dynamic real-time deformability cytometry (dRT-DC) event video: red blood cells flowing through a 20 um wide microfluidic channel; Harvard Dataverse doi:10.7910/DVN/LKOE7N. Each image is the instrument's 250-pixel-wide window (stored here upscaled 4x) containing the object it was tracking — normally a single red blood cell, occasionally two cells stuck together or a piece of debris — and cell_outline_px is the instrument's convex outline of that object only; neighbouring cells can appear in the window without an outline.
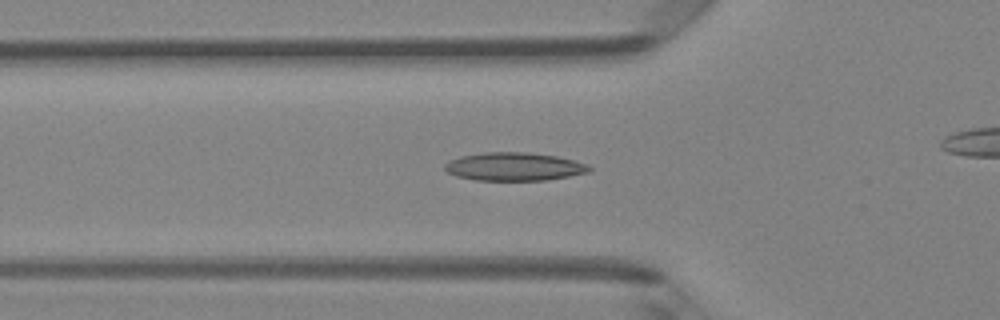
{"species": "Egyptian fruit bat (a non-hibernating species)", "species_latin": "Rousettus aegyptiacus", "temperature_condition": "room temperature", "stored_images_in_passage": 42, "camera_frame_rate_fps": 3000, "um_per_image_px": 0.085, "animal": {"sex": "female"}, "frame": {"image": 1, "passage_image": 17, "time_ms": 5.333, "image_size_px": [1000, 320], "cell_outline_px": [[592, 168], [588, 172], [568, 176], [544, 180], [476, 180], [456, 176], [448, 172], [444, 168], [444, 164], [448, 160], [460, 156], [484, 152], [528, 152], [556, 156], [588, 164]], "centroid_in_image_um": [43.66, 14.15], "position_along_channel_um": 82.1, "area_um2": 23.7}}
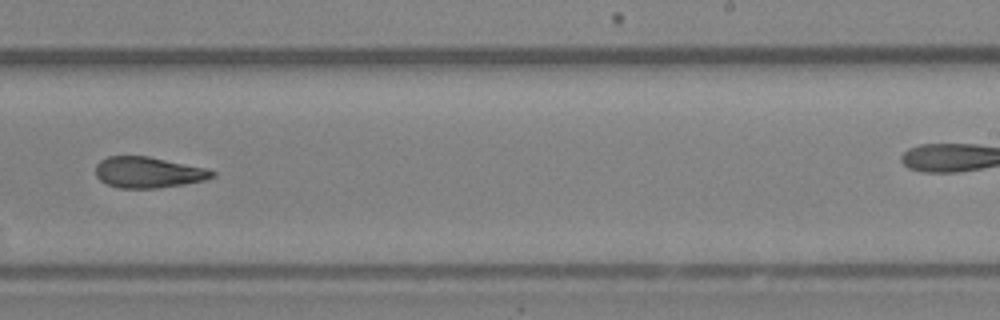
{"frame": {"image": 2, "passage_image": 31, "time_ms": 10.0, "image_size_px": [1000, 320], "cell_outline_px": [[216, 176], [204, 180], [184, 184], [156, 188], [120, 188], [108, 184], [100, 180], [96, 176], [96, 164], [100, 160], [108, 156], [148, 156], [204, 168], [216, 172]], "centroid_in_image_um": [12.58, 14.65], "position_along_channel_um": 276.4, "area_um2": 20.87}}
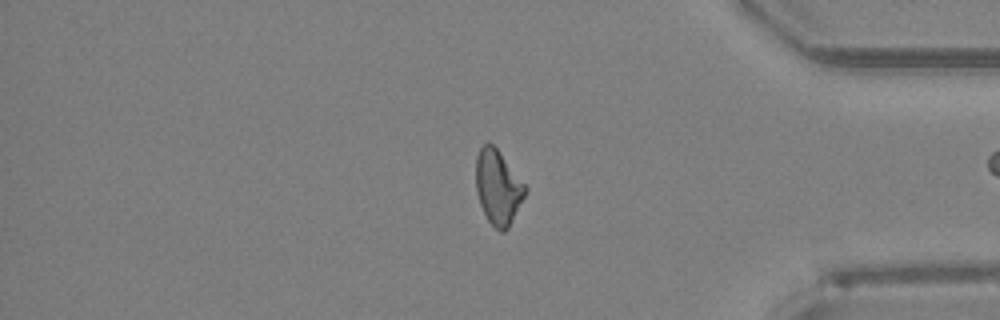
{"frame": {"image": 3, "passage_image": 41, "time_ms": 13.333, "image_size_px": [1000, 320], "cell_outline_px": [[528, 188], [508, 228], [504, 232], [500, 232], [488, 220], [480, 204], [476, 192], [476, 156], [480, 148], [484, 144], [492, 144], [496, 148]], "centroid_in_image_um": [42.31, 15.93], "position_along_channel_um": 392.9, "area_um2": 20.98}}